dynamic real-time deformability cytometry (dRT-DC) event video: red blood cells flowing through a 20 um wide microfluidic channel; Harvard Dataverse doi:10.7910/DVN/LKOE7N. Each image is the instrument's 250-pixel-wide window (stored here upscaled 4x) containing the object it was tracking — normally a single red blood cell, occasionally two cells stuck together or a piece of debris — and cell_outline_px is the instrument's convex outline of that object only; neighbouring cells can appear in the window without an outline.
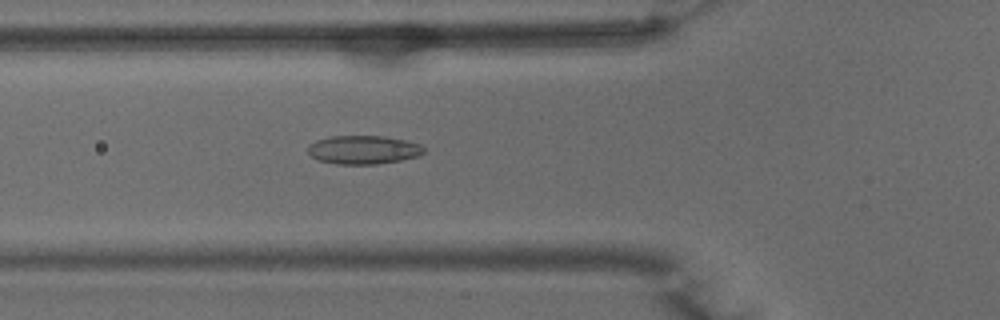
{"species": "common noctule bat (a hibernating species)", "species_latin": "Nyctalus noctula", "temperature_condition": "warm", "stored_images_in_passage": 51, "camera_frame_rate_fps": 3000, "um_per_image_px": 0.085, "animal": {"sex": "male", "body_mass_g": 15.6}, "frame": {"image": 1, "passage_image": 18, "time_ms": 5.667, "image_size_px": [1000, 320], "cell_outline_px": [[424, 152], [420, 156], [400, 160], [376, 164], [336, 164], [320, 160], [312, 156], [308, 152], [308, 144], [316, 140], [332, 136], [384, 136], [404, 140], [420, 144], [424, 148]], "centroid_in_image_um": [30.89, 12.73], "position_along_channel_um": 94.9, "area_um2": 19.25}}
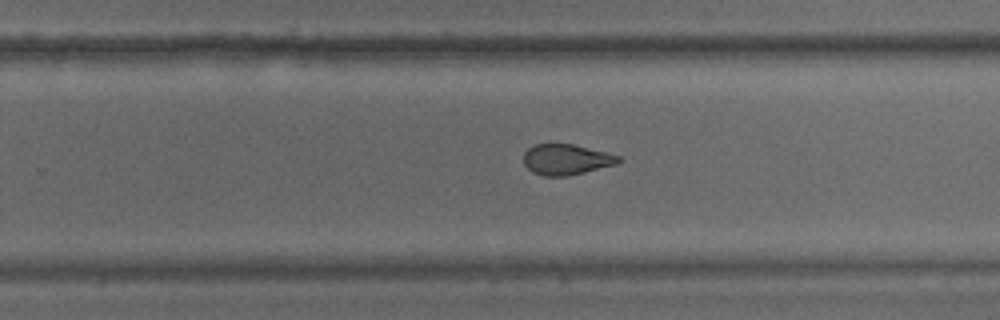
{"frame": {"image": 2, "passage_image": 32, "time_ms": 10.333, "image_size_px": [1000, 320], "cell_outline_px": [[620, 160], [616, 164], [568, 176], [544, 176], [532, 172], [524, 164], [524, 152], [532, 144], [572, 144], [620, 156]], "centroid_in_image_um": [48.08, 13.56], "position_along_channel_um": 281.7, "area_um2": 16.76}}
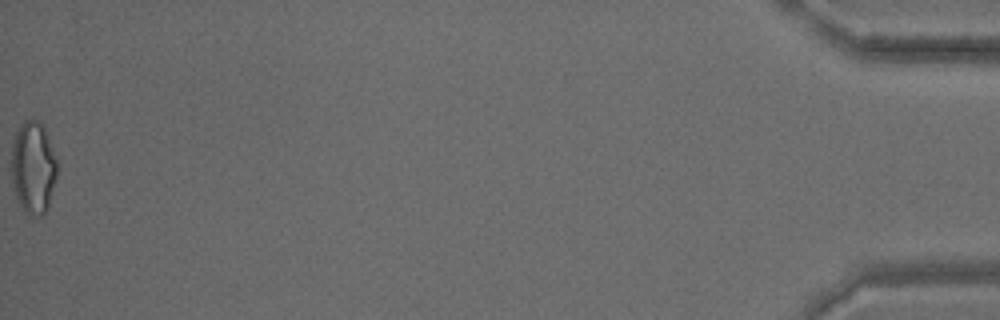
{"frame": {"image": 3, "passage_image": 51, "time_ms": 16.667, "image_size_px": [1000, 320], "cell_outline_px": [[56, 176], [48, 208], [40, 216], [28, 216], [24, 212], [16, 196], [12, 184], [12, 144], [16, 132], [20, 124], [24, 120], [40, 120], [44, 124], [56, 160]], "centroid_in_image_um": [2.81, 14.23], "position_along_channel_um": 432.4, "area_um2": 24.62}, "authors_computed_cell_mechanics": {"area_um2": 19.2474, "velocity_mm_per_s": 3.9908, "shape_relaxation_time_tau1_ms": null, "shape_relaxation_time_tau2_ms": 1.6165, "deformation_change_tau1": null, "deformation_change_tau2": 0.0767}}